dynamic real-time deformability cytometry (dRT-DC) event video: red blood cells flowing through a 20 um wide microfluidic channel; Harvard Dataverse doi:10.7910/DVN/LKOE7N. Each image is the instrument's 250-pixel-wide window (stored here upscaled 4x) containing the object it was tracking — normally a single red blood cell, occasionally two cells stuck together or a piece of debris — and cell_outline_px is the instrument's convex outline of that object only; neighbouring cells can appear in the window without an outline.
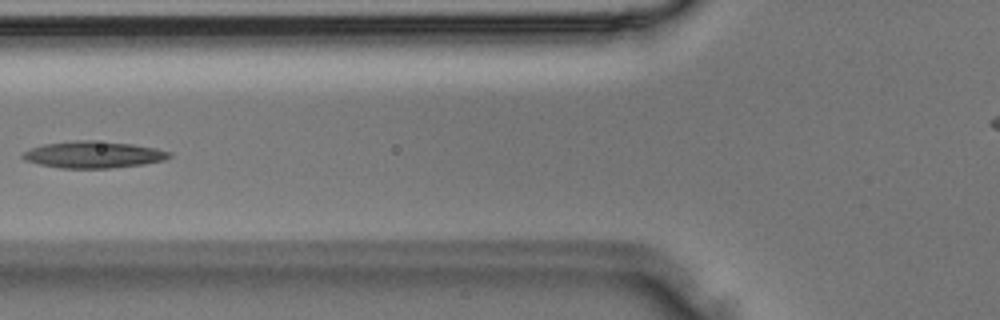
{"species": "Egyptian fruit bat (a non-hibernating species)", "species_latin": "Rousettus aegyptiacus", "temperature_condition": "room temperature", "stored_images_in_passage": 36, "camera_frame_rate_fps": 3000, "um_per_image_px": 0.085, "animal": {"sex": "male"}, "frame": {"image": 1, "passage_image": 12, "time_ms": 3.667, "image_size_px": [1000, 320], "cell_outline_px": [[172, 156], [164, 160], [144, 164], [112, 168], [60, 168], [40, 164], [24, 160], [20, 156], [24, 152], [32, 148], [44, 144], [76, 140], [92, 140], [132, 144], [156, 148], [172, 152]], "centroid_in_image_um": [7.96, 13.14], "position_along_channel_um": 117.8, "area_um2": 22.83}}
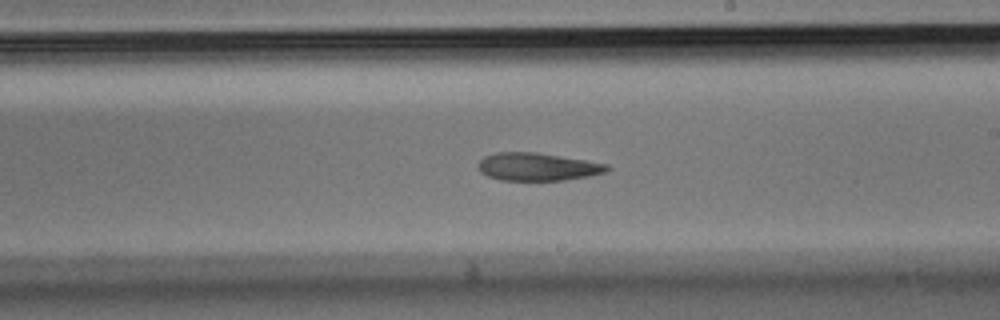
{"frame": {"image": 2, "passage_image": 19, "time_ms": 6.0, "image_size_px": [1000, 320], "cell_outline_px": [[612, 168], [604, 172], [588, 176], [564, 180], [500, 180], [488, 176], [480, 172], [476, 164], [484, 156], [496, 152], [536, 152], [608, 164]], "centroid_in_image_um": [45.65, 14.17], "position_along_channel_um": 243.4, "area_um2": 20.87}}
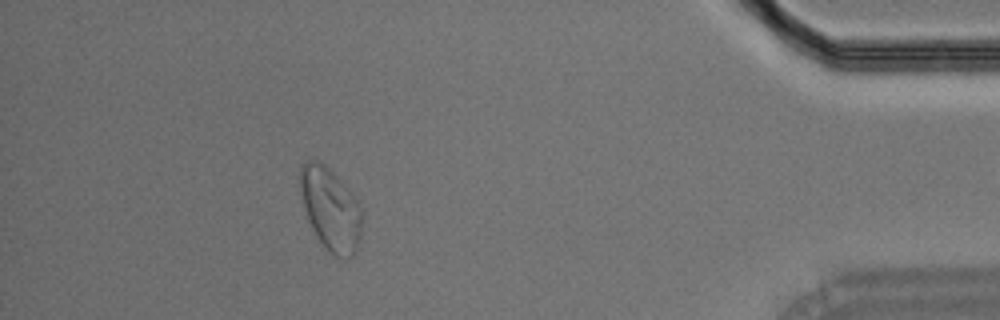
{"frame": {"image": 3, "passage_image": 31, "time_ms": 10.0, "image_size_px": [1000, 320], "cell_outline_px": [[360, 240], [356, 252], [352, 256], [336, 256], [328, 252], [324, 248], [316, 236], [308, 220], [300, 192], [300, 164], [308, 160], [316, 160], [324, 164], [356, 196], [360, 204]], "centroid_in_image_um": [28.08, 17.76], "position_along_channel_um": 407.1, "area_um2": 29.65}}